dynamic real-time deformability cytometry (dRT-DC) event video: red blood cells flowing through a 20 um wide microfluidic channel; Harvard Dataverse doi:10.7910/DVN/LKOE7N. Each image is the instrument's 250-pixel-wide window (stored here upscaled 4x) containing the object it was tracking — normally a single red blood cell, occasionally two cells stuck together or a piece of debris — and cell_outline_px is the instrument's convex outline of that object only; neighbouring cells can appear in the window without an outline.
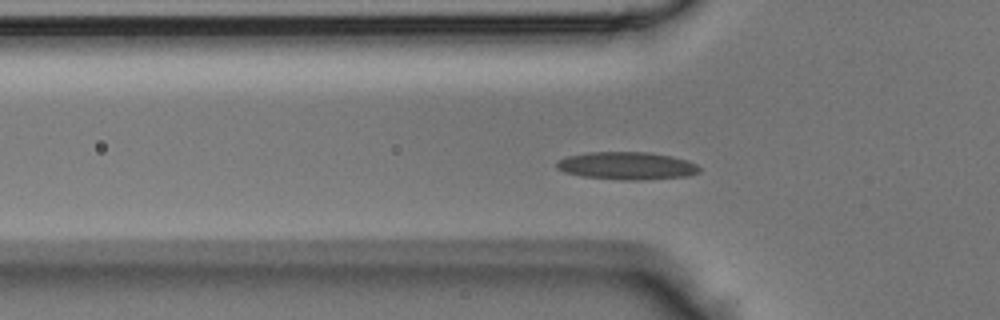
{"species": "Egyptian fruit bat (a non-hibernating species)", "species_latin": "Rousettus aegyptiacus", "temperature_condition": "room temperature", "stored_images_in_passage": 32, "segment_of_instrument_passage": [1, 2], "camera_frame_rate_fps": 3000, "um_per_image_px": 0.085, "animal": {"sex": "male"}, "frame": {"image": 1, "passage_image": 2, "time_ms": 0.333, "image_size_px": [1000, 320], "cell_outline_px": [[700, 172], [688, 176], [640, 180], [620, 180], [580, 176], [564, 172], [556, 168], [556, 160], [568, 156], [588, 152], [652, 152], [688, 160], [696, 164], [700, 168]], "centroid_in_image_um": [53.26, 14.09], "position_along_channel_um": 72.5, "area_um2": 23.24}}
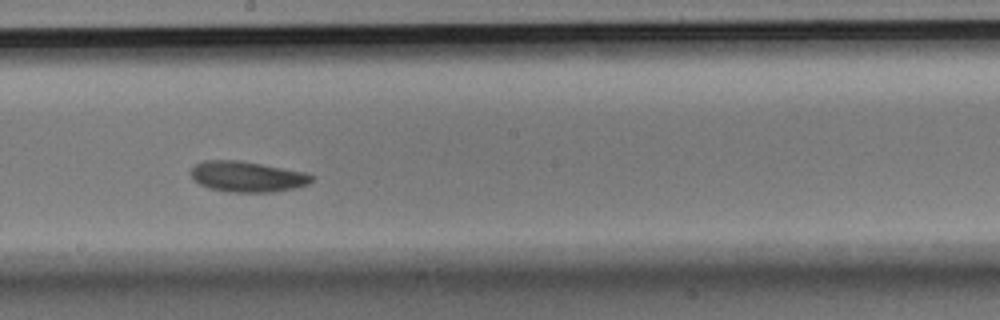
{"frame": {"image": 2, "passage_image": 12, "time_ms": 3.667, "image_size_px": [1000, 320], "cell_outline_px": [[312, 180], [308, 184], [276, 192], [228, 192], [208, 188], [192, 180], [192, 168], [196, 164], [204, 160], [240, 160], [304, 172], [312, 176]], "centroid_in_image_um": [20.97, 15.02], "position_along_channel_um": 227.2, "area_um2": 21.44}}
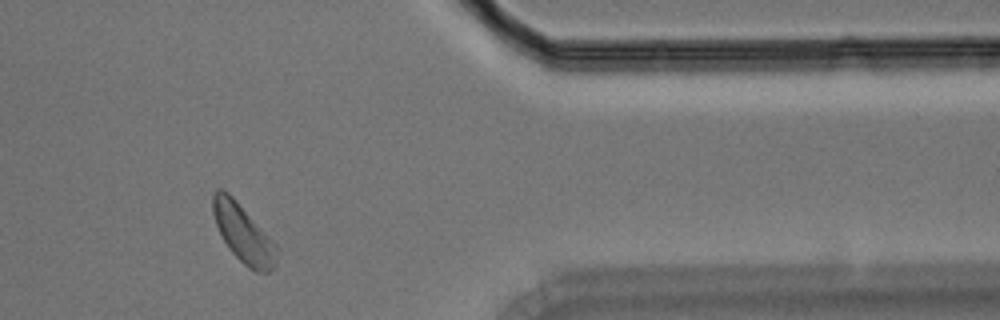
{"frame": {"image": 3, "passage_image": 24, "time_ms": 7.667, "image_size_px": [1000, 320], "cell_outline_px": [[276, 264], [272, 272], [256, 272], [248, 268], [228, 248], [216, 224], [212, 212], [212, 192], [216, 188], [220, 188], [228, 192], [236, 200], [276, 244]], "centroid_in_image_um": [20.66, 19.84], "position_along_channel_um": 390.7, "area_um2": 21.44}}